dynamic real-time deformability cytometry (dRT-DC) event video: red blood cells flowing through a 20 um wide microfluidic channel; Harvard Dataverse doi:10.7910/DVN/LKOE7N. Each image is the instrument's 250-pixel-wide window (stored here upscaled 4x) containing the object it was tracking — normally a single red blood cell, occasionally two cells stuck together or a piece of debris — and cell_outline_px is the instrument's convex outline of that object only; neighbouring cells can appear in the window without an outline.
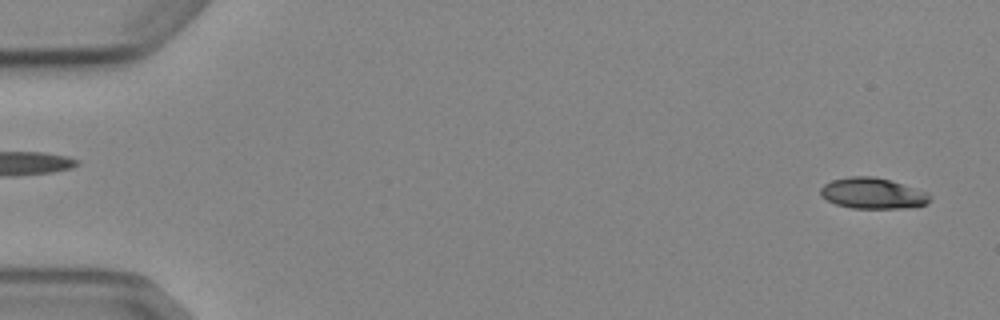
{"species": "Egyptian fruit bat (a non-hibernating species)", "species_latin": "Rousettus aegyptiacus", "temperature_condition": "cold", "stored_images_in_passage": 5, "segment_of_instrument_passage": [3, 3], "camera_frame_rate_fps": 3000, "um_per_image_px": 0.085, "animal": {"sex": "female"}, "frame": {"image": 1, "passage_image": 5, "time_ms": 5.333, "image_size_px": [1000, 320], "cell_outline_px": [[932, 200], [928, 204], [904, 208], [852, 208], [836, 204], [820, 196], [820, 188], [824, 184], [832, 180], [848, 176], [872, 176], [888, 180], [928, 192], [932, 196]], "centroid_in_image_um": [74.19, 16.43], "position_along_channel_um": 10.8, "area_um2": 19.71}}